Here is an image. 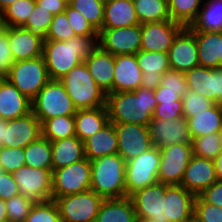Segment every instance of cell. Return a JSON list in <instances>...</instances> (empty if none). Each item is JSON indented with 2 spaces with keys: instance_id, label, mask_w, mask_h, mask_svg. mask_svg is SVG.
Listing matches in <instances>:
<instances>
[{
  "instance_id": "obj_26",
  "label": "cell",
  "mask_w": 222,
  "mask_h": 222,
  "mask_svg": "<svg viewBox=\"0 0 222 222\" xmlns=\"http://www.w3.org/2000/svg\"><path fill=\"white\" fill-rule=\"evenodd\" d=\"M141 80L142 71L135 54L115 55L113 92L137 90Z\"/></svg>"
},
{
  "instance_id": "obj_3",
  "label": "cell",
  "mask_w": 222,
  "mask_h": 222,
  "mask_svg": "<svg viewBox=\"0 0 222 222\" xmlns=\"http://www.w3.org/2000/svg\"><path fill=\"white\" fill-rule=\"evenodd\" d=\"M126 161L117 153L91 161V189L103 199L126 197Z\"/></svg>"
},
{
  "instance_id": "obj_11",
  "label": "cell",
  "mask_w": 222,
  "mask_h": 222,
  "mask_svg": "<svg viewBox=\"0 0 222 222\" xmlns=\"http://www.w3.org/2000/svg\"><path fill=\"white\" fill-rule=\"evenodd\" d=\"M158 182L180 185L193 154L192 144L177 143L161 149Z\"/></svg>"
},
{
  "instance_id": "obj_4",
  "label": "cell",
  "mask_w": 222,
  "mask_h": 222,
  "mask_svg": "<svg viewBox=\"0 0 222 222\" xmlns=\"http://www.w3.org/2000/svg\"><path fill=\"white\" fill-rule=\"evenodd\" d=\"M77 110L106 106L107 94L96 84L84 62L59 80Z\"/></svg>"
},
{
  "instance_id": "obj_14",
  "label": "cell",
  "mask_w": 222,
  "mask_h": 222,
  "mask_svg": "<svg viewBox=\"0 0 222 222\" xmlns=\"http://www.w3.org/2000/svg\"><path fill=\"white\" fill-rule=\"evenodd\" d=\"M184 28L185 26L173 20L142 23L140 50L168 53L176 36Z\"/></svg>"
},
{
  "instance_id": "obj_18",
  "label": "cell",
  "mask_w": 222,
  "mask_h": 222,
  "mask_svg": "<svg viewBox=\"0 0 222 222\" xmlns=\"http://www.w3.org/2000/svg\"><path fill=\"white\" fill-rule=\"evenodd\" d=\"M188 90L200 93L215 104L222 101V69L196 66L184 73Z\"/></svg>"
},
{
  "instance_id": "obj_50",
  "label": "cell",
  "mask_w": 222,
  "mask_h": 222,
  "mask_svg": "<svg viewBox=\"0 0 222 222\" xmlns=\"http://www.w3.org/2000/svg\"><path fill=\"white\" fill-rule=\"evenodd\" d=\"M14 62L7 36V26H2L0 27V75L2 77L8 74Z\"/></svg>"
},
{
  "instance_id": "obj_9",
  "label": "cell",
  "mask_w": 222,
  "mask_h": 222,
  "mask_svg": "<svg viewBox=\"0 0 222 222\" xmlns=\"http://www.w3.org/2000/svg\"><path fill=\"white\" fill-rule=\"evenodd\" d=\"M103 200L92 189L54 199L61 222H95Z\"/></svg>"
},
{
  "instance_id": "obj_54",
  "label": "cell",
  "mask_w": 222,
  "mask_h": 222,
  "mask_svg": "<svg viewBox=\"0 0 222 222\" xmlns=\"http://www.w3.org/2000/svg\"><path fill=\"white\" fill-rule=\"evenodd\" d=\"M18 185L13 179L12 173H3L0 176V198L4 201L19 194Z\"/></svg>"
},
{
  "instance_id": "obj_52",
  "label": "cell",
  "mask_w": 222,
  "mask_h": 222,
  "mask_svg": "<svg viewBox=\"0 0 222 222\" xmlns=\"http://www.w3.org/2000/svg\"><path fill=\"white\" fill-rule=\"evenodd\" d=\"M160 85L165 89L182 90L184 93L188 90L185 74L171 69L163 73Z\"/></svg>"
},
{
  "instance_id": "obj_31",
  "label": "cell",
  "mask_w": 222,
  "mask_h": 222,
  "mask_svg": "<svg viewBox=\"0 0 222 222\" xmlns=\"http://www.w3.org/2000/svg\"><path fill=\"white\" fill-rule=\"evenodd\" d=\"M95 222H137L131 198L104 199Z\"/></svg>"
},
{
  "instance_id": "obj_49",
  "label": "cell",
  "mask_w": 222,
  "mask_h": 222,
  "mask_svg": "<svg viewBox=\"0 0 222 222\" xmlns=\"http://www.w3.org/2000/svg\"><path fill=\"white\" fill-rule=\"evenodd\" d=\"M194 213L201 222H222V208L204 202L198 195L194 202Z\"/></svg>"
},
{
  "instance_id": "obj_44",
  "label": "cell",
  "mask_w": 222,
  "mask_h": 222,
  "mask_svg": "<svg viewBox=\"0 0 222 222\" xmlns=\"http://www.w3.org/2000/svg\"><path fill=\"white\" fill-rule=\"evenodd\" d=\"M25 222H61L57 204L52 199L35 203Z\"/></svg>"
},
{
  "instance_id": "obj_13",
  "label": "cell",
  "mask_w": 222,
  "mask_h": 222,
  "mask_svg": "<svg viewBox=\"0 0 222 222\" xmlns=\"http://www.w3.org/2000/svg\"><path fill=\"white\" fill-rule=\"evenodd\" d=\"M166 184L157 182L132 193L131 198L137 220L168 222L164 213V196Z\"/></svg>"
},
{
  "instance_id": "obj_5",
  "label": "cell",
  "mask_w": 222,
  "mask_h": 222,
  "mask_svg": "<svg viewBox=\"0 0 222 222\" xmlns=\"http://www.w3.org/2000/svg\"><path fill=\"white\" fill-rule=\"evenodd\" d=\"M77 109L59 80H50L32 100V112L41 125L57 116H74Z\"/></svg>"
},
{
  "instance_id": "obj_25",
  "label": "cell",
  "mask_w": 222,
  "mask_h": 222,
  "mask_svg": "<svg viewBox=\"0 0 222 222\" xmlns=\"http://www.w3.org/2000/svg\"><path fill=\"white\" fill-rule=\"evenodd\" d=\"M32 112V100L6 78L0 81V118L10 121Z\"/></svg>"
},
{
  "instance_id": "obj_62",
  "label": "cell",
  "mask_w": 222,
  "mask_h": 222,
  "mask_svg": "<svg viewBox=\"0 0 222 222\" xmlns=\"http://www.w3.org/2000/svg\"><path fill=\"white\" fill-rule=\"evenodd\" d=\"M217 133H218V136H219V142H220L221 147H222V123H221L220 129Z\"/></svg>"
},
{
  "instance_id": "obj_53",
  "label": "cell",
  "mask_w": 222,
  "mask_h": 222,
  "mask_svg": "<svg viewBox=\"0 0 222 222\" xmlns=\"http://www.w3.org/2000/svg\"><path fill=\"white\" fill-rule=\"evenodd\" d=\"M198 196L206 203L222 208V180H217Z\"/></svg>"
},
{
  "instance_id": "obj_2",
  "label": "cell",
  "mask_w": 222,
  "mask_h": 222,
  "mask_svg": "<svg viewBox=\"0 0 222 222\" xmlns=\"http://www.w3.org/2000/svg\"><path fill=\"white\" fill-rule=\"evenodd\" d=\"M156 105L154 90L148 88L139 87L134 91L110 92L106 98L111 123L149 125Z\"/></svg>"
},
{
  "instance_id": "obj_32",
  "label": "cell",
  "mask_w": 222,
  "mask_h": 222,
  "mask_svg": "<svg viewBox=\"0 0 222 222\" xmlns=\"http://www.w3.org/2000/svg\"><path fill=\"white\" fill-rule=\"evenodd\" d=\"M199 65L207 68H219L222 49V32L195 31Z\"/></svg>"
},
{
  "instance_id": "obj_43",
  "label": "cell",
  "mask_w": 222,
  "mask_h": 222,
  "mask_svg": "<svg viewBox=\"0 0 222 222\" xmlns=\"http://www.w3.org/2000/svg\"><path fill=\"white\" fill-rule=\"evenodd\" d=\"M182 100L183 117L188 119L203 111L208 110L215 103L207 97L196 93L194 91L187 90L184 93Z\"/></svg>"
},
{
  "instance_id": "obj_23",
  "label": "cell",
  "mask_w": 222,
  "mask_h": 222,
  "mask_svg": "<svg viewBox=\"0 0 222 222\" xmlns=\"http://www.w3.org/2000/svg\"><path fill=\"white\" fill-rule=\"evenodd\" d=\"M83 62L96 84L106 94L113 92L115 56L97 46Z\"/></svg>"
},
{
  "instance_id": "obj_46",
  "label": "cell",
  "mask_w": 222,
  "mask_h": 222,
  "mask_svg": "<svg viewBox=\"0 0 222 222\" xmlns=\"http://www.w3.org/2000/svg\"><path fill=\"white\" fill-rule=\"evenodd\" d=\"M34 203L20 194L6 201V213L12 222H25Z\"/></svg>"
},
{
  "instance_id": "obj_65",
  "label": "cell",
  "mask_w": 222,
  "mask_h": 222,
  "mask_svg": "<svg viewBox=\"0 0 222 222\" xmlns=\"http://www.w3.org/2000/svg\"><path fill=\"white\" fill-rule=\"evenodd\" d=\"M137 222H155V221H152V220H137Z\"/></svg>"
},
{
  "instance_id": "obj_20",
  "label": "cell",
  "mask_w": 222,
  "mask_h": 222,
  "mask_svg": "<svg viewBox=\"0 0 222 222\" xmlns=\"http://www.w3.org/2000/svg\"><path fill=\"white\" fill-rule=\"evenodd\" d=\"M217 180L214 161L193 155L180 185L197 196Z\"/></svg>"
},
{
  "instance_id": "obj_68",
  "label": "cell",
  "mask_w": 222,
  "mask_h": 222,
  "mask_svg": "<svg viewBox=\"0 0 222 222\" xmlns=\"http://www.w3.org/2000/svg\"><path fill=\"white\" fill-rule=\"evenodd\" d=\"M219 106H220L221 111H222V101L219 103Z\"/></svg>"
},
{
  "instance_id": "obj_40",
  "label": "cell",
  "mask_w": 222,
  "mask_h": 222,
  "mask_svg": "<svg viewBox=\"0 0 222 222\" xmlns=\"http://www.w3.org/2000/svg\"><path fill=\"white\" fill-rule=\"evenodd\" d=\"M36 5L35 0H17L3 11L2 26L22 27Z\"/></svg>"
},
{
  "instance_id": "obj_19",
  "label": "cell",
  "mask_w": 222,
  "mask_h": 222,
  "mask_svg": "<svg viewBox=\"0 0 222 222\" xmlns=\"http://www.w3.org/2000/svg\"><path fill=\"white\" fill-rule=\"evenodd\" d=\"M41 135V123L33 112H30L25 116L7 121L4 147L25 149Z\"/></svg>"
},
{
  "instance_id": "obj_67",
  "label": "cell",
  "mask_w": 222,
  "mask_h": 222,
  "mask_svg": "<svg viewBox=\"0 0 222 222\" xmlns=\"http://www.w3.org/2000/svg\"><path fill=\"white\" fill-rule=\"evenodd\" d=\"M0 222H12V221L7 218V219H4V220H2Z\"/></svg>"
},
{
  "instance_id": "obj_63",
  "label": "cell",
  "mask_w": 222,
  "mask_h": 222,
  "mask_svg": "<svg viewBox=\"0 0 222 222\" xmlns=\"http://www.w3.org/2000/svg\"><path fill=\"white\" fill-rule=\"evenodd\" d=\"M3 11L0 9V27H2Z\"/></svg>"
},
{
  "instance_id": "obj_22",
  "label": "cell",
  "mask_w": 222,
  "mask_h": 222,
  "mask_svg": "<svg viewBox=\"0 0 222 222\" xmlns=\"http://www.w3.org/2000/svg\"><path fill=\"white\" fill-rule=\"evenodd\" d=\"M135 55L142 71L140 88L155 90L163 73L170 70L168 53L139 50Z\"/></svg>"
},
{
  "instance_id": "obj_64",
  "label": "cell",
  "mask_w": 222,
  "mask_h": 222,
  "mask_svg": "<svg viewBox=\"0 0 222 222\" xmlns=\"http://www.w3.org/2000/svg\"><path fill=\"white\" fill-rule=\"evenodd\" d=\"M222 67V49H221V57H219V68Z\"/></svg>"
},
{
  "instance_id": "obj_7",
  "label": "cell",
  "mask_w": 222,
  "mask_h": 222,
  "mask_svg": "<svg viewBox=\"0 0 222 222\" xmlns=\"http://www.w3.org/2000/svg\"><path fill=\"white\" fill-rule=\"evenodd\" d=\"M160 161L161 151L154 146L138 157L126 161V197L158 182Z\"/></svg>"
},
{
  "instance_id": "obj_55",
  "label": "cell",
  "mask_w": 222,
  "mask_h": 222,
  "mask_svg": "<svg viewBox=\"0 0 222 222\" xmlns=\"http://www.w3.org/2000/svg\"><path fill=\"white\" fill-rule=\"evenodd\" d=\"M154 95L157 104H161L173 101H182L181 98L184 96V92L182 90L165 89V87L159 85L154 90Z\"/></svg>"
},
{
  "instance_id": "obj_48",
  "label": "cell",
  "mask_w": 222,
  "mask_h": 222,
  "mask_svg": "<svg viewBox=\"0 0 222 222\" xmlns=\"http://www.w3.org/2000/svg\"><path fill=\"white\" fill-rule=\"evenodd\" d=\"M64 12L76 36H98V31L78 10L68 4Z\"/></svg>"
},
{
  "instance_id": "obj_47",
  "label": "cell",
  "mask_w": 222,
  "mask_h": 222,
  "mask_svg": "<svg viewBox=\"0 0 222 222\" xmlns=\"http://www.w3.org/2000/svg\"><path fill=\"white\" fill-rule=\"evenodd\" d=\"M0 165L7 173L25 166V149L0 147Z\"/></svg>"
},
{
  "instance_id": "obj_16",
  "label": "cell",
  "mask_w": 222,
  "mask_h": 222,
  "mask_svg": "<svg viewBox=\"0 0 222 222\" xmlns=\"http://www.w3.org/2000/svg\"><path fill=\"white\" fill-rule=\"evenodd\" d=\"M148 128L151 142L159 150L177 143L192 144L188 122L184 117L170 120L152 119Z\"/></svg>"
},
{
  "instance_id": "obj_37",
  "label": "cell",
  "mask_w": 222,
  "mask_h": 222,
  "mask_svg": "<svg viewBox=\"0 0 222 222\" xmlns=\"http://www.w3.org/2000/svg\"><path fill=\"white\" fill-rule=\"evenodd\" d=\"M42 136L50 141L76 136L74 116H57L41 125Z\"/></svg>"
},
{
  "instance_id": "obj_30",
  "label": "cell",
  "mask_w": 222,
  "mask_h": 222,
  "mask_svg": "<svg viewBox=\"0 0 222 222\" xmlns=\"http://www.w3.org/2000/svg\"><path fill=\"white\" fill-rule=\"evenodd\" d=\"M76 136L84 142L109 122L106 106L77 110L74 115Z\"/></svg>"
},
{
  "instance_id": "obj_38",
  "label": "cell",
  "mask_w": 222,
  "mask_h": 222,
  "mask_svg": "<svg viewBox=\"0 0 222 222\" xmlns=\"http://www.w3.org/2000/svg\"><path fill=\"white\" fill-rule=\"evenodd\" d=\"M204 0H168L170 18L185 27L196 19Z\"/></svg>"
},
{
  "instance_id": "obj_42",
  "label": "cell",
  "mask_w": 222,
  "mask_h": 222,
  "mask_svg": "<svg viewBox=\"0 0 222 222\" xmlns=\"http://www.w3.org/2000/svg\"><path fill=\"white\" fill-rule=\"evenodd\" d=\"M192 147L194 155L210 160H214L222 152L217 132L194 138Z\"/></svg>"
},
{
  "instance_id": "obj_27",
  "label": "cell",
  "mask_w": 222,
  "mask_h": 222,
  "mask_svg": "<svg viewBox=\"0 0 222 222\" xmlns=\"http://www.w3.org/2000/svg\"><path fill=\"white\" fill-rule=\"evenodd\" d=\"M85 156L90 161L118 153L114 123L107 122L100 131L84 141Z\"/></svg>"
},
{
  "instance_id": "obj_60",
  "label": "cell",
  "mask_w": 222,
  "mask_h": 222,
  "mask_svg": "<svg viewBox=\"0 0 222 222\" xmlns=\"http://www.w3.org/2000/svg\"><path fill=\"white\" fill-rule=\"evenodd\" d=\"M16 1L17 0H0V9L4 11L8 6Z\"/></svg>"
},
{
  "instance_id": "obj_39",
  "label": "cell",
  "mask_w": 222,
  "mask_h": 222,
  "mask_svg": "<svg viewBox=\"0 0 222 222\" xmlns=\"http://www.w3.org/2000/svg\"><path fill=\"white\" fill-rule=\"evenodd\" d=\"M68 4L78 10L98 32L102 29L105 2L102 0H68Z\"/></svg>"
},
{
  "instance_id": "obj_29",
  "label": "cell",
  "mask_w": 222,
  "mask_h": 222,
  "mask_svg": "<svg viewBox=\"0 0 222 222\" xmlns=\"http://www.w3.org/2000/svg\"><path fill=\"white\" fill-rule=\"evenodd\" d=\"M52 171L85 159L84 142L77 136L51 141Z\"/></svg>"
},
{
  "instance_id": "obj_34",
  "label": "cell",
  "mask_w": 222,
  "mask_h": 222,
  "mask_svg": "<svg viewBox=\"0 0 222 222\" xmlns=\"http://www.w3.org/2000/svg\"><path fill=\"white\" fill-rule=\"evenodd\" d=\"M187 122L192 140L218 132L222 123L221 108L219 104H214L208 110L188 118Z\"/></svg>"
},
{
  "instance_id": "obj_28",
  "label": "cell",
  "mask_w": 222,
  "mask_h": 222,
  "mask_svg": "<svg viewBox=\"0 0 222 222\" xmlns=\"http://www.w3.org/2000/svg\"><path fill=\"white\" fill-rule=\"evenodd\" d=\"M140 24L133 0L105 2L102 28H120Z\"/></svg>"
},
{
  "instance_id": "obj_57",
  "label": "cell",
  "mask_w": 222,
  "mask_h": 222,
  "mask_svg": "<svg viewBox=\"0 0 222 222\" xmlns=\"http://www.w3.org/2000/svg\"><path fill=\"white\" fill-rule=\"evenodd\" d=\"M217 173V178L222 180V152L213 160Z\"/></svg>"
},
{
  "instance_id": "obj_21",
  "label": "cell",
  "mask_w": 222,
  "mask_h": 222,
  "mask_svg": "<svg viewBox=\"0 0 222 222\" xmlns=\"http://www.w3.org/2000/svg\"><path fill=\"white\" fill-rule=\"evenodd\" d=\"M196 195L181 185H166L164 213L168 222H183L194 213Z\"/></svg>"
},
{
  "instance_id": "obj_12",
  "label": "cell",
  "mask_w": 222,
  "mask_h": 222,
  "mask_svg": "<svg viewBox=\"0 0 222 222\" xmlns=\"http://www.w3.org/2000/svg\"><path fill=\"white\" fill-rule=\"evenodd\" d=\"M98 46L112 55L136 54L141 47V24L120 28H102Z\"/></svg>"
},
{
  "instance_id": "obj_17",
  "label": "cell",
  "mask_w": 222,
  "mask_h": 222,
  "mask_svg": "<svg viewBox=\"0 0 222 222\" xmlns=\"http://www.w3.org/2000/svg\"><path fill=\"white\" fill-rule=\"evenodd\" d=\"M168 59L171 70L183 73L199 66L195 31L185 27L176 36L173 45L168 51Z\"/></svg>"
},
{
  "instance_id": "obj_41",
  "label": "cell",
  "mask_w": 222,
  "mask_h": 222,
  "mask_svg": "<svg viewBox=\"0 0 222 222\" xmlns=\"http://www.w3.org/2000/svg\"><path fill=\"white\" fill-rule=\"evenodd\" d=\"M53 17L51 12L36 4L22 28L45 41Z\"/></svg>"
},
{
  "instance_id": "obj_36",
  "label": "cell",
  "mask_w": 222,
  "mask_h": 222,
  "mask_svg": "<svg viewBox=\"0 0 222 222\" xmlns=\"http://www.w3.org/2000/svg\"><path fill=\"white\" fill-rule=\"evenodd\" d=\"M140 24L171 20L168 0H133Z\"/></svg>"
},
{
  "instance_id": "obj_35",
  "label": "cell",
  "mask_w": 222,
  "mask_h": 222,
  "mask_svg": "<svg viewBox=\"0 0 222 222\" xmlns=\"http://www.w3.org/2000/svg\"><path fill=\"white\" fill-rule=\"evenodd\" d=\"M25 166L52 169L51 141L42 135L25 148Z\"/></svg>"
},
{
  "instance_id": "obj_61",
  "label": "cell",
  "mask_w": 222,
  "mask_h": 222,
  "mask_svg": "<svg viewBox=\"0 0 222 222\" xmlns=\"http://www.w3.org/2000/svg\"><path fill=\"white\" fill-rule=\"evenodd\" d=\"M183 222H201V220L193 213L191 216L186 218Z\"/></svg>"
},
{
  "instance_id": "obj_24",
  "label": "cell",
  "mask_w": 222,
  "mask_h": 222,
  "mask_svg": "<svg viewBox=\"0 0 222 222\" xmlns=\"http://www.w3.org/2000/svg\"><path fill=\"white\" fill-rule=\"evenodd\" d=\"M7 36L14 61L34 59L43 55V40L22 27L7 26Z\"/></svg>"
},
{
  "instance_id": "obj_51",
  "label": "cell",
  "mask_w": 222,
  "mask_h": 222,
  "mask_svg": "<svg viewBox=\"0 0 222 222\" xmlns=\"http://www.w3.org/2000/svg\"><path fill=\"white\" fill-rule=\"evenodd\" d=\"M183 117L182 101L157 104L152 119H178Z\"/></svg>"
},
{
  "instance_id": "obj_59",
  "label": "cell",
  "mask_w": 222,
  "mask_h": 222,
  "mask_svg": "<svg viewBox=\"0 0 222 222\" xmlns=\"http://www.w3.org/2000/svg\"><path fill=\"white\" fill-rule=\"evenodd\" d=\"M7 213H6V201L0 198V221L7 219Z\"/></svg>"
},
{
  "instance_id": "obj_15",
  "label": "cell",
  "mask_w": 222,
  "mask_h": 222,
  "mask_svg": "<svg viewBox=\"0 0 222 222\" xmlns=\"http://www.w3.org/2000/svg\"><path fill=\"white\" fill-rule=\"evenodd\" d=\"M117 133L118 154L129 161L153 147L148 125L114 123Z\"/></svg>"
},
{
  "instance_id": "obj_8",
  "label": "cell",
  "mask_w": 222,
  "mask_h": 222,
  "mask_svg": "<svg viewBox=\"0 0 222 222\" xmlns=\"http://www.w3.org/2000/svg\"><path fill=\"white\" fill-rule=\"evenodd\" d=\"M91 189V161L88 158L53 170L52 200Z\"/></svg>"
},
{
  "instance_id": "obj_33",
  "label": "cell",
  "mask_w": 222,
  "mask_h": 222,
  "mask_svg": "<svg viewBox=\"0 0 222 222\" xmlns=\"http://www.w3.org/2000/svg\"><path fill=\"white\" fill-rule=\"evenodd\" d=\"M188 27L192 31L222 32V1L204 0L196 19Z\"/></svg>"
},
{
  "instance_id": "obj_45",
  "label": "cell",
  "mask_w": 222,
  "mask_h": 222,
  "mask_svg": "<svg viewBox=\"0 0 222 222\" xmlns=\"http://www.w3.org/2000/svg\"><path fill=\"white\" fill-rule=\"evenodd\" d=\"M75 36L65 12H63L53 17L45 40L67 41Z\"/></svg>"
},
{
  "instance_id": "obj_10",
  "label": "cell",
  "mask_w": 222,
  "mask_h": 222,
  "mask_svg": "<svg viewBox=\"0 0 222 222\" xmlns=\"http://www.w3.org/2000/svg\"><path fill=\"white\" fill-rule=\"evenodd\" d=\"M52 169L20 167L12 173L21 196L40 203L52 199Z\"/></svg>"
},
{
  "instance_id": "obj_58",
  "label": "cell",
  "mask_w": 222,
  "mask_h": 222,
  "mask_svg": "<svg viewBox=\"0 0 222 222\" xmlns=\"http://www.w3.org/2000/svg\"><path fill=\"white\" fill-rule=\"evenodd\" d=\"M6 128H7V120L0 118V147H4Z\"/></svg>"
},
{
  "instance_id": "obj_1",
  "label": "cell",
  "mask_w": 222,
  "mask_h": 222,
  "mask_svg": "<svg viewBox=\"0 0 222 222\" xmlns=\"http://www.w3.org/2000/svg\"><path fill=\"white\" fill-rule=\"evenodd\" d=\"M98 36H75L67 41L45 40L43 57L51 80H60L98 46Z\"/></svg>"
},
{
  "instance_id": "obj_56",
  "label": "cell",
  "mask_w": 222,
  "mask_h": 222,
  "mask_svg": "<svg viewBox=\"0 0 222 222\" xmlns=\"http://www.w3.org/2000/svg\"><path fill=\"white\" fill-rule=\"evenodd\" d=\"M36 4L48 10L53 16L63 13L68 5V0H35Z\"/></svg>"
},
{
  "instance_id": "obj_6",
  "label": "cell",
  "mask_w": 222,
  "mask_h": 222,
  "mask_svg": "<svg viewBox=\"0 0 222 222\" xmlns=\"http://www.w3.org/2000/svg\"><path fill=\"white\" fill-rule=\"evenodd\" d=\"M4 78L30 100H33L51 80L43 55L34 59L15 61Z\"/></svg>"
},
{
  "instance_id": "obj_66",
  "label": "cell",
  "mask_w": 222,
  "mask_h": 222,
  "mask_svg": "<svg viewBox=\"0 0 222 222\" xmlns=\"http://www.w3.org/2000/svg\"><path fill=\"white\" fill-rule=\"evenodd\" d=\"M3 173H5V171H4V169L1 167V165H0V176L3 174Z\"/></svg>"
}]
</instances>
